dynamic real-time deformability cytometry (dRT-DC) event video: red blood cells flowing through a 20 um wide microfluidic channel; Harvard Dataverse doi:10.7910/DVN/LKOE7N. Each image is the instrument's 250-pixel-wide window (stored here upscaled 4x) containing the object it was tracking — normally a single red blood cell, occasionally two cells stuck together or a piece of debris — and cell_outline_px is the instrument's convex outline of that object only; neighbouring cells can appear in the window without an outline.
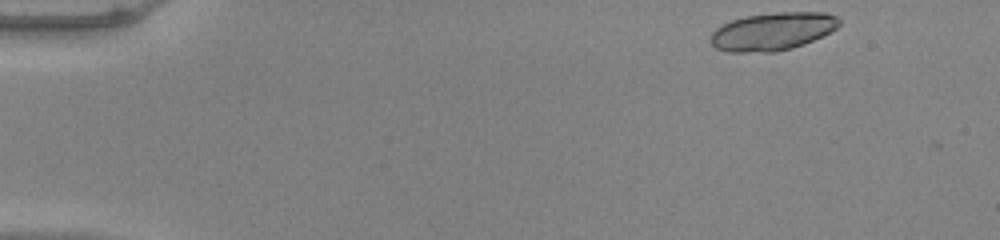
{"species": "common noctule bat (a hibernating species)", "species_latin": "Nyctalus noctula", "temperature_condition": "warm", "stored_images_in_passage": 11, "camera_frame_rate_fps": 3000, "um_per_image_px": 0.085, "animal": {"sex": "male", "body_mass_g": 20.0, "forearm_length_mm": 53.3}, "frame": {"image": 1, "passage_image": 1, "time_ms": 0.0, "image_size_px": [1000, 240], "cell_outline_px": [[840, 24], [836, 28], [804, 44], [792, 48], [776, 52], [728, 52], [716, 48], [712, 44], [712, 32], [716, 28], [732, 20], [744, 16], [776, 12], [824, 12], [836, 16], [840, 20]], "centroid_in_image_um": [65.67, 2.67], "position_along_channel_um": 19.3, "area_um2": 28.21}}